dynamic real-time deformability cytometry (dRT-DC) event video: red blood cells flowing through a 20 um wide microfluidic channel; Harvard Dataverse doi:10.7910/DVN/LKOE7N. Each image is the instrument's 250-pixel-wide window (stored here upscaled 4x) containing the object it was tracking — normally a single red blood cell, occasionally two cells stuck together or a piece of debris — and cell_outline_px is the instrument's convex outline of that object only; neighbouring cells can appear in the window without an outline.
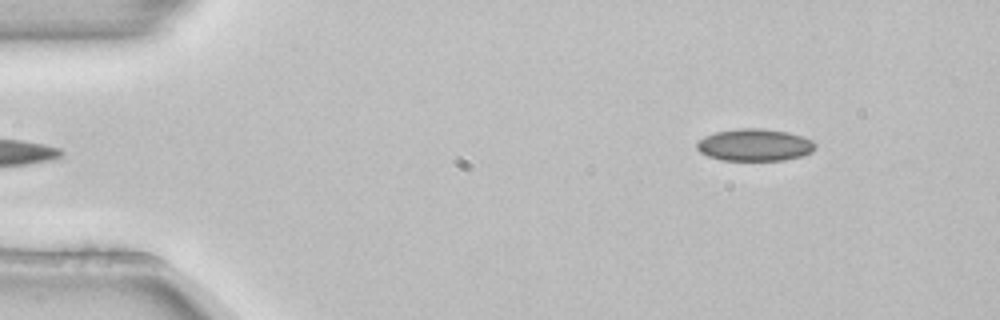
{"species": "common noctule bat (a hibernating species)", "species_latin": "Nyctalus noctula", "temperature_condition": "room temperature", "stored_images_in_passage": 5, "segment_of_instrument_passage": [2, 2], "camera_frame_rate_fps": 3000, "um_per_image_px": 0.085, "animal": {"sex": "female", "body_mass_g": 22.7, "forearm_length_mm": 54.2}, "frame": {"image": 1, "passage_image": 5, "time_ms": 1.333, "image_size_px": [1000, 320], "cell_outline_px": [[816, 148], [812, 152], [800, 156], [784, 160], [720, 160], [708, 156], [700, 152], [696, 148], [696, 144], [704, 136], [716, 132], [740, 128], [760, 128], [788, 132], [804, 136], [812, 140], [816, 144]], "centroid_in_image_um": [64.16, 12.32], "position_along_channel_um": 20.8, "area_um2": 22.25}}